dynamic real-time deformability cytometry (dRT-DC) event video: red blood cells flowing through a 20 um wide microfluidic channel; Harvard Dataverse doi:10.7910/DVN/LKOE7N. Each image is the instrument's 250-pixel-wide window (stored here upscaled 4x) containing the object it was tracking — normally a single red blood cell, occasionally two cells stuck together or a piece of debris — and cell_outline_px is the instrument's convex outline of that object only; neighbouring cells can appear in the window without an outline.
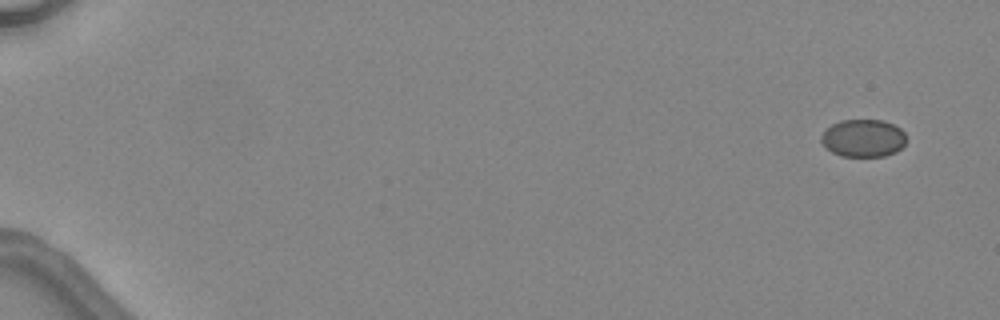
{"species": "common noctule bat (a hibernating species)", "species_latin": "Nyctalus noctula", "temperature_condition": "warm", "stored_images_in_passage": 4, "camera_frame_rate_fps": 3000, "um_per_image_px": 0.085, "animal": {"sex": "female", "body_mass_g": 24.6, "forearm_length_mm": 56.2}, "frame": {"image": 1, "passage_image": 1, "time_ms": 0.0, "image_size_px": [1000, 320], "cell_outline_px": [[908, 140], [896, 152], [884, 156], [840, 156], [832, 152], [820, 140], [820, 136], [832, 124], [840, 120], [880, 120], [892, 124], [900, 128], [904, 132]], "centroid_in_image_um": [73.39, 11.74], "position_along_channel_um": 11.6, "area_um2": 18.61}}
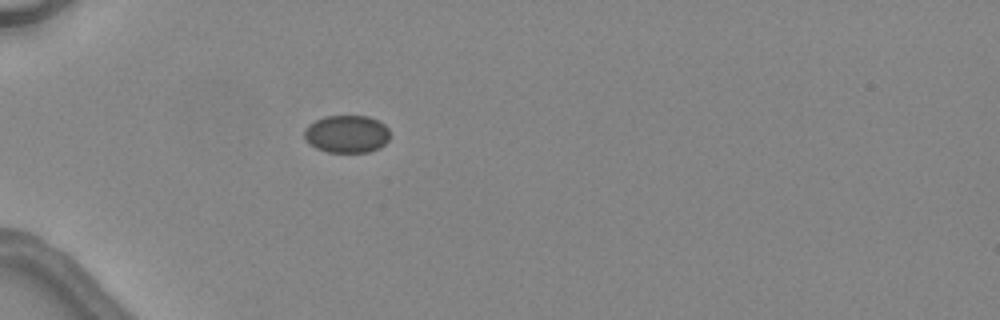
{"frame": {"image": 2, "passage_image": 4, "time_ms": 4.667, "image_size_px": [1000, 320], "cell_outline_px": [[388, 140], [380, 148], [368, 152], [328, 152], [316, 148], [304, 136], [304, 128], [308, 124], [324, 116], [368, 116], [384, 124], [388, 128]], "centroid_in_image_um": [29.47, 11.38], "position_along_channel_um": 55.5, "area_um2": 18.67}}